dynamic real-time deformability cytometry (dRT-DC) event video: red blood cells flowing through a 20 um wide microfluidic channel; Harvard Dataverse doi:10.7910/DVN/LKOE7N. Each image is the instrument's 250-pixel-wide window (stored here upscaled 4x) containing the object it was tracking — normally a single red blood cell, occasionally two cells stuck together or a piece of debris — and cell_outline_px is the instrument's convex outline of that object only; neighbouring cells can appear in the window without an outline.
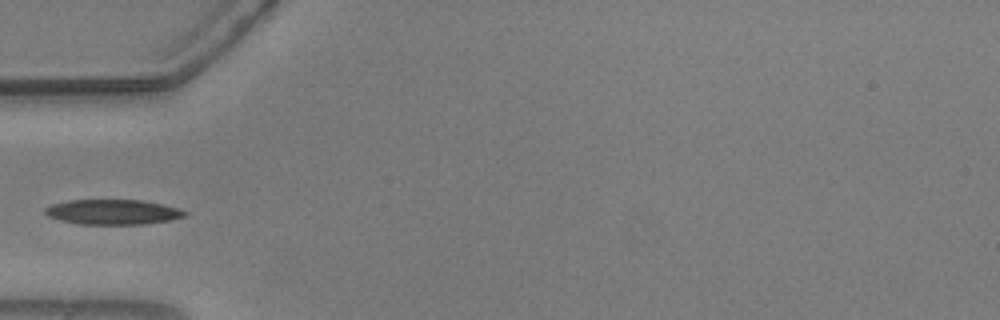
{"species": "common noctule bat (a hibernating species)", "species_latin": "Nyctalus noctula", "temperature_condition": "warm", "stored_images_in_passage": 38, "camera_frame_rate_fps": 3000, "um_per_image_px": 0.085, "animal": {"sex": "male", "body_mass_g": 20.5, "forearm_length_mm": 52.5}, "frame": {"image": 1, "passage_image": 1, "time_ms": 0.0, "image_size_px": [1000, 320], "cell_outline_px": [[188, 216], [172, 220], [144, 224], [80, 224], [60, 220], [48, 216], [44, 212], [44, 208], [52, 204], [68, 200], [144, 200], [180, 208], [188, 212]], "centroid_in_image_um": [9.64, 18.02], "position_along_channel_um": 75.4, "area_um2": 20.58}}
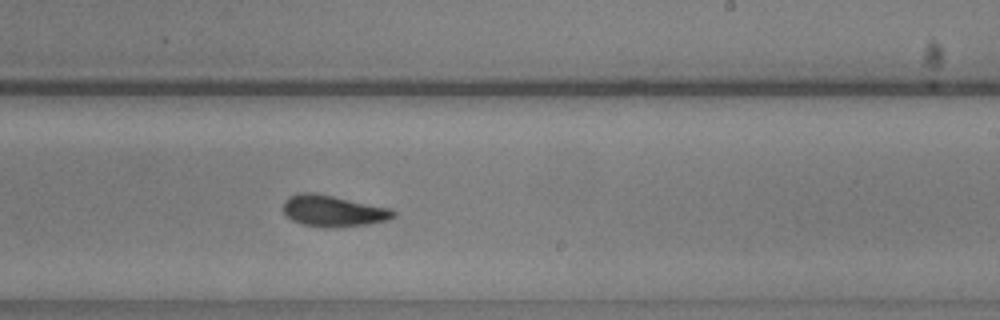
{"frame": {"image": 2, "passage_image": 16, "time_ms": 5.0, "image_size_px": [1000, 320], "cell_outline_px": [[396, 216], [388, 220], [368, 224], [336, 228], [328, 228], [300, 224], [292, 220], [284, 212], [284, 200], [288, 196], [300, 192], [312, 192], [392, 208], [396, 212]], "centroid_in_image_um": [28.33, 17.94], "position_along_channel_um": 260.7, "area_um2": 20.29}}
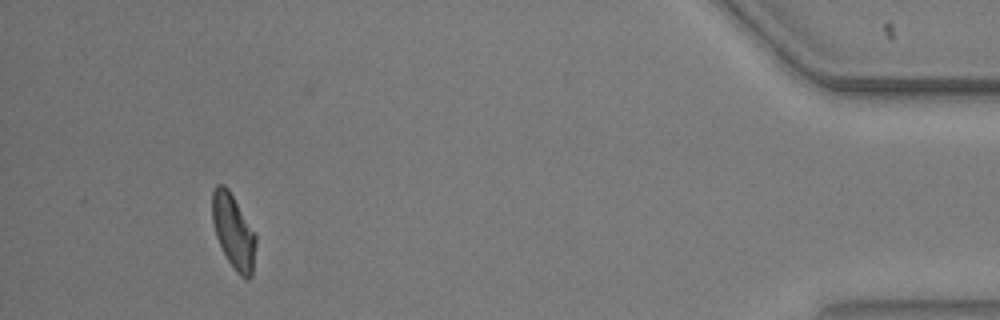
{"frame": {"image": 3, "passage_image": 34, "time_ms": 11.0, "image_size_px": [1000, 320], "cell_outline_px": [[256, 244], [252, 276], [248, 280], [244, 280], [236, 272], [228, 260], [216, 236], [212, 220], [212, 192], [216, 184], [224, 184], [228, 188], [256, 236]], "centroid_in_image_um": [19.84, 19.7], "position_along_channel_um": 415.4, "area_um2": 18.73}}